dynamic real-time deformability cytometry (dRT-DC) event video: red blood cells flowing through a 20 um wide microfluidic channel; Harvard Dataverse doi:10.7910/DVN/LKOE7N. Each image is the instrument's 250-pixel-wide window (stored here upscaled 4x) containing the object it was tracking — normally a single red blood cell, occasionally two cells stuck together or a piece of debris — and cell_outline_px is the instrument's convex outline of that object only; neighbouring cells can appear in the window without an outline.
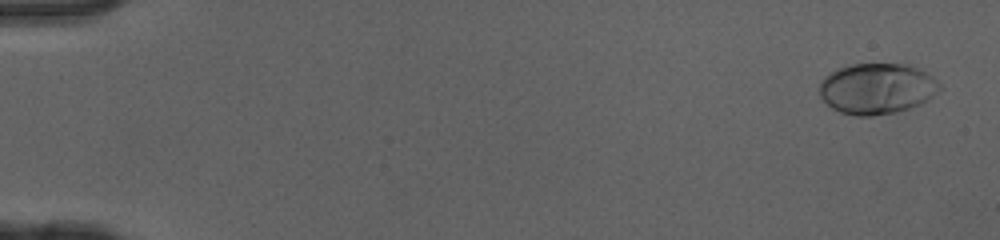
{"species": "human", "species_latin": "Homo sapiens", "temperature_condition": "cold", "stored_images_in_passage": 50, "camera_frame_rate_fps": 3000, "um_per_image_px": 0.085, "donor": {"sex": "female"}, "frame": {"image": 1, "passage_image": 2, "time_ms": 0.333, "image_size_px": [1000, 240], "cell_outline_px": [[940, 88], [928, 100], [920, 104], [896, 112], [872, 116], [856, 116], [840, 112], [832, 108], [820, 96], [820, 80], [824, 76], [840, 68], [852, 64], [908, 64], [932, 76], [940, 84]], "centroid_in_image_um": [74.52, 7.54], "position_along_channel_um": 10.5, "area_um2": 35.37}}
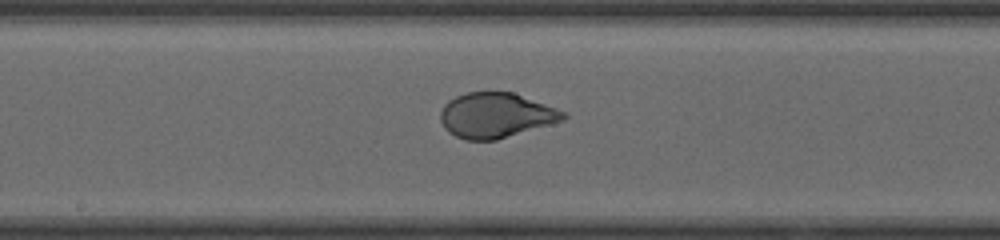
{"frame": {"image": 2, "passage_image": 28, "time_ms": 9.0, "image_size_px": [1000, 240], "cell_outline_px": [[568, 116], [564, 120], [552, 124], [496, 140], [468, 140], [456, 136], [448, 132], [444, 128], [440, 120], [440, 112], [444, 104], [448, 100], [456, 96], [468, 92], [512, 92], [556, 108], [564, 112]], "centroid_in_image_um": [42.13, 9.81], "position_along_channel_um": 206.1, "area_um2": 32.19}}
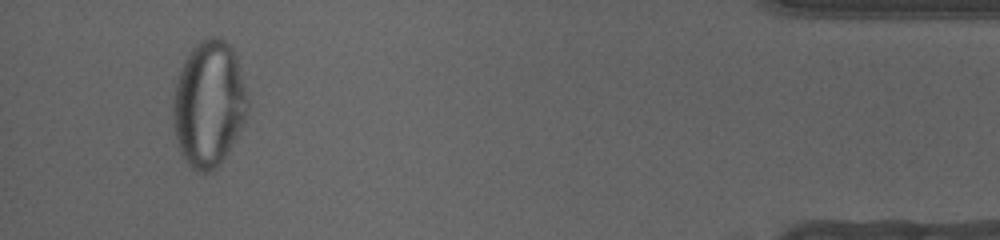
{"frame": {"image": 3, "passage_image": 48, "time_ms": 15.667, "image_size_px": [1000, 240], "cell_outline_px": [[248, 112], [244, 124], [232, 144], [216, 168], [208, 172], [196, 172], [188, 164], [180, 152], [176, 140], [172, 120], [172, 100], [176, 80], [180, 68], [184, 60], [192, 48], [200, 40], [212, 36], [216, 36], [224, 40], [236, 52], [248, 100]], "centroid_in_image_um": [17.73, 8.81], "position_along_channel_um": 417.5, "area_um2": 55.26}, "authors_computed_cell_mechanics": {"area_um2": 33.5818, "velocity_mm_per_s": 4.0964, "shape_relaxation_time_tau1_ms": 6.7679, "shape_relaxation_time_tau2_ms": null, "deformation_change_tau1": 0.3029, "deformation_change_tau2": null}}